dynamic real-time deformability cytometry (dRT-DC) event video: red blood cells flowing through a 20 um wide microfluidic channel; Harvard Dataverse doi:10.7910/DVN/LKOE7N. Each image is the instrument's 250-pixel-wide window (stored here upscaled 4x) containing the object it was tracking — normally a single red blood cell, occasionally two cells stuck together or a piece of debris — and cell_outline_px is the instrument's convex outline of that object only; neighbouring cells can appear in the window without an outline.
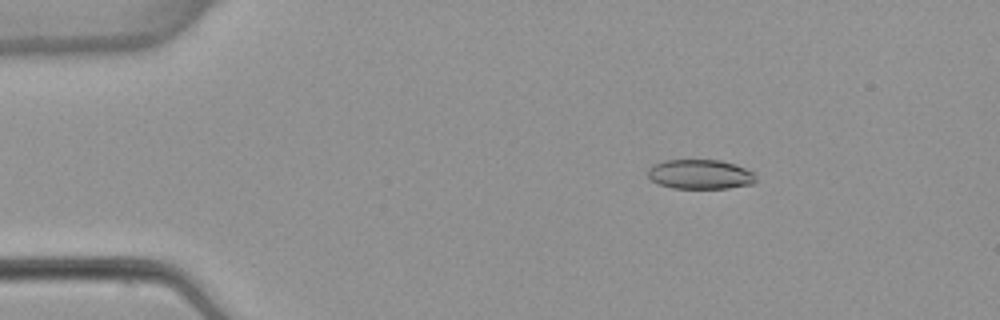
{"species": "common noctule bat (a hibernating species)", "species_latin": "Nyctalus noctula", "temperature_condition": "warm", "stored_images_in_passage": 6, "camera_frame_rate_fps": 3000, "um_per_image_px": 0.085, "animal": {"sex": "female", "body_mass_g": 22.7, "forearm_length_mm": 54.2}, "frame": {"image": 1, "passage_image": 3, "time_ms": 2.333, "image_size_px": [1000, 320], "cell_outline_px": [[756, 180], [752, 184], [728, 188], [672, 188], [660, 184], [652, 180], [648, 176], [648, 168], [652, 164], [664, 160], [720, 160], [736, 164], [756, 172]], "centroid_in_image_um": [59.54, 14.81], "position_along_channel_um": 25.5, "area_um2": 18.79}}
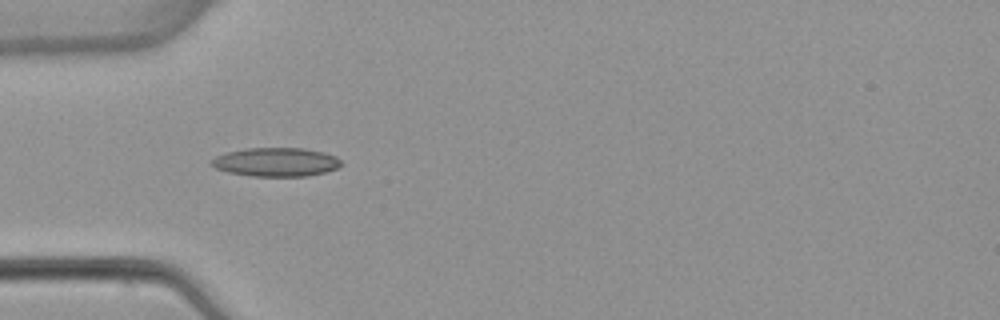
{"frame": {"image": 2, "passage_image": 5, "time_ms": 5.0, "image_size_px": [1000, 320], "cell_outline_px": [[344, 164], [336, 168], [324, 172], [308, 176], [252, 176], [228, 172], [216, 168], [208, 164], [208, 160], [216, 156], [228, 152], [248, 148], [304, 148], [324, 152], [336, 156]], "centroid_in_image_um": [23.45, 13.77], "position_along_channel_um": 61.6, "area_um2": 21.85}}
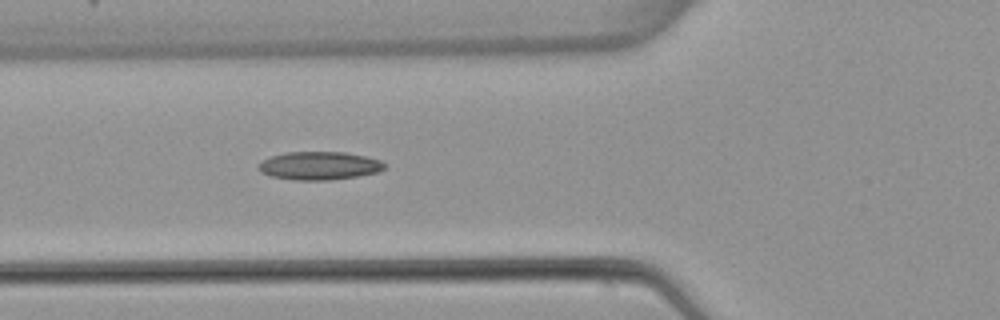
{"frame": {"image": 3, "passage_image": 6, "time_ms": 6.0, "image_size_px": [1000, 320], "cell_outline_px": [[384, 168], [380, 172], [332, 180], [296, 180], [272, 176], [260, 172], [260, 164], [264, 160], [272, 156], [284, 152], [344, 152], [368, 156], [380, 160], [384, 164]], "centroid_in_image_um": [27.18, 14.08], "position_along_channel_um": 98.6, "area_um2": 20.58}}